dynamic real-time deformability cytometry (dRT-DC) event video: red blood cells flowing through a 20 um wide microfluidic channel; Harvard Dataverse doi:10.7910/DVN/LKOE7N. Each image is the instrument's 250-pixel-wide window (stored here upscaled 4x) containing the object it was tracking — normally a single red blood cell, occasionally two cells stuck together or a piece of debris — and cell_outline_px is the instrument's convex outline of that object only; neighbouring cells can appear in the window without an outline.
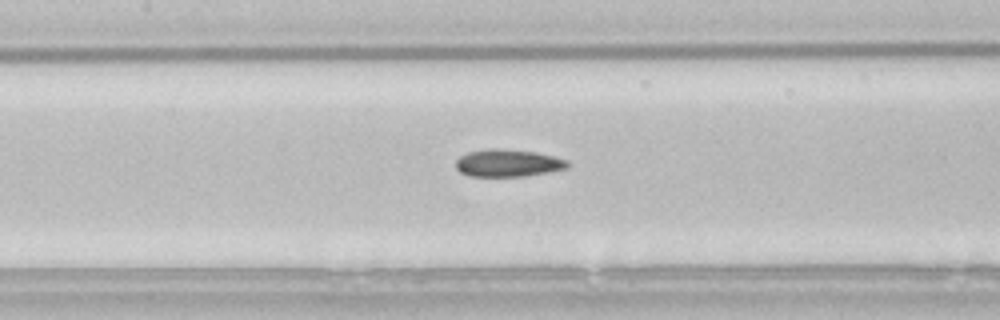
{"species": "common noctule bat (a hibernating species)", "species_latin": "Nyctalus noctula", "temperature_condition": "room temperature", "stored_images_in_passage": 35, "camera_frame_rate_fps": 3000, "um_per_image_px": 0.085, "animal": {"sex": "male", "body_mass_g": 21.5, "forearm_length_mm": 52.0}, "frame": {"image": 1, "passage_image": 9, "time_ms": 2.667, "image_size_px": [1000, 320], "cell_outline_px": [[572, 164], [568, 168], [548, 172], [524, 176], [468, 176], [460, 172], [456, 168], [456, 160], [460, 156], [468, 152], [532, 152], [552, 156], [568, 160]], "centroid_in_image_um": [43.23, 13.93], "position_along_channel_um": 164.2, "area_um2": 16.76}}
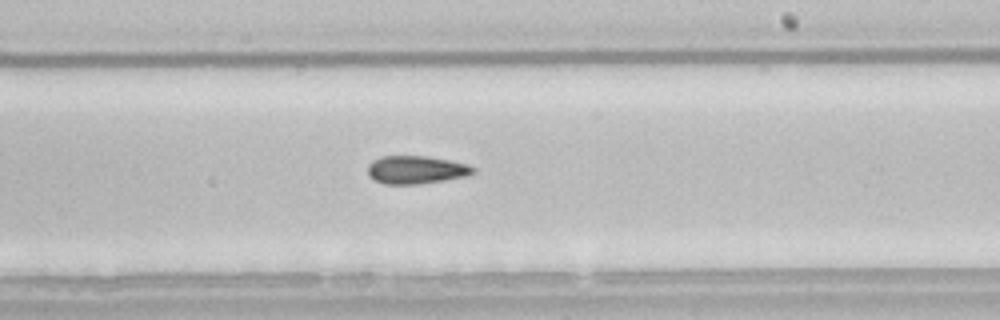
{"frame": {"image": 2, "passage_image": 16, "time_ms": 5.0, "image_size_px": [1000, 320], "cell_outline_px": [[476, 172], [464, 176], [444, 180], [420, 184], [384, 184], [368, 176], [368, 164], [372, 160], [380, 156], [424, 156], [448, 160], [468, 164], [476, 168]], "centroid_in_image_um": [35.35, 14.43], "position_along_channel_um": 253.7, "area_um2": 17.22}}
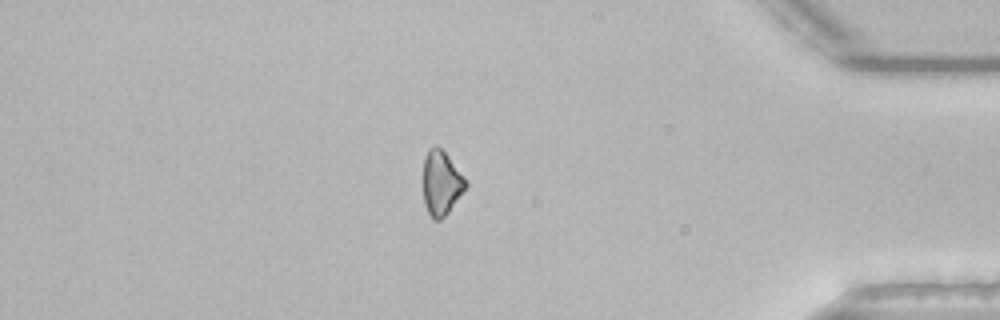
{"frame": {"image": 3, "passage_image": 30, "time_ms": 9.667, "image_size_px": [1000, 320], "cell_outline_px": [[468, 184], [448, 212], [440, 220], [432, 220], [424, 204], [424, 160], [428, 148], [436, 144], [448, 156], [468, 180]], "centroid_in_image_um": [37.51, 15.54], "position_along_channel_um": 397.7, "area_um2": 15.9}}